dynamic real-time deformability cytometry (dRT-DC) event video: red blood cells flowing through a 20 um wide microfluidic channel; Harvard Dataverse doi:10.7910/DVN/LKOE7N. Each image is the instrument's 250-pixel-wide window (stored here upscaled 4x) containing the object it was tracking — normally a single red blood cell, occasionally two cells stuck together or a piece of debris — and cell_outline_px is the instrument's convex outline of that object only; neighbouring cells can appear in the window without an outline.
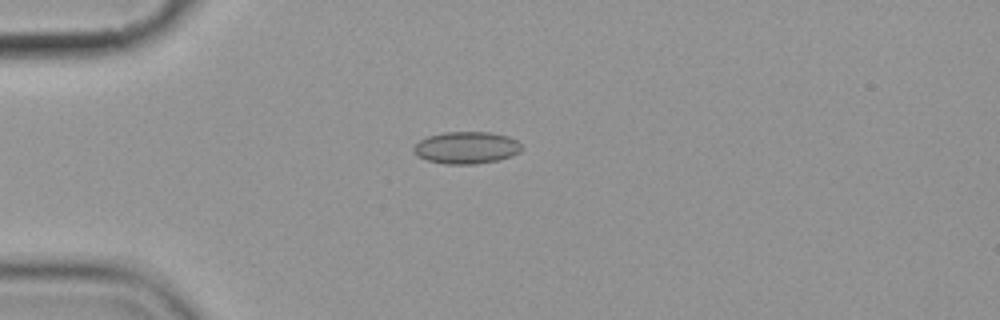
{"species": "common noctule bat (a hibernating species)", "species_latin": "Nyctalus noctula", "temperature_condition": "cold", "stored_images_in_passage": 5, "camera_frame_rate_fps": 3000, "um_per_image_px": 0.085, "animal": {"sex": "female", "body_mass_g": 19.9}, "frame": {"image": 1, "passage_image": 5, "time_ms": 4.667, "image_size_px": [1000, 320], "cell_outline_px": [[520, 152], [512, 156], [496, 160], [476, 164], [444, 164], [428, 160], [420, 156], [412, 148], [420, 140], [428, 136], [444, 132], [492, 132], [508, 136], [516, 140], [520, 144]], "centroid_in_image_um": [39.66, 12.54], "position_along_channel_um": 45.3, "area_um2": 20.0}}